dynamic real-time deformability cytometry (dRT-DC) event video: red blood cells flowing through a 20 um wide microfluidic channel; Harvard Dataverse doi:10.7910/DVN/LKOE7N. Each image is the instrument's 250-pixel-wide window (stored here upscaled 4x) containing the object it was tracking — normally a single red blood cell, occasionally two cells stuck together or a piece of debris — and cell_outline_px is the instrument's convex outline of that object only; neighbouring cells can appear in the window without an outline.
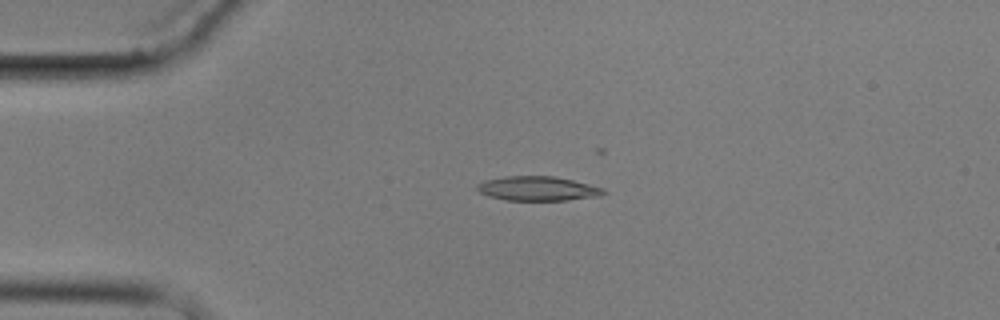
{"species": "common noctule bat (a hibernating species)", "species_latin": "Nyctalus noctula", "temperature_condition": "cold", "stored_images_in_passage": 6, "camera_frame_rate_fps": 3000, "um_per_image_px": 0.085, "animal": {"sex": "male", "body_mass_g": 17.9}, "frame": {"image": 1, "passage_image": 4, "time_ms": 3.333, "image_size_px": [1000, 320], "cell_outline_px": [[608, 192], [600, 196], [568, 200], [504, 200], [488, 196], [480, 192], [476, 188], [476, 184], [484, 180], [504, 176], [556, 176], [604, 188]], "centroid_in_image_um": [45.7, 16.02], "position_along_channel_um": 39.3, "area_um2": 18.09}}
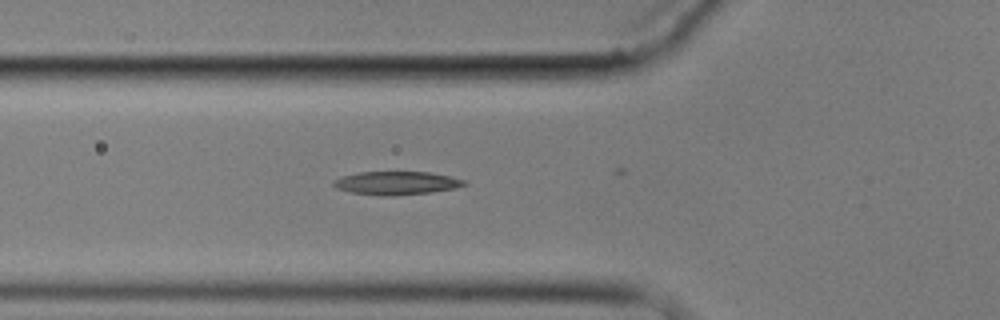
{"frame": {"image": 2, "passage_image": 6, "time_ms": 5.667, "image_size_px": [1000, 320], "cell_outline_px": [[468, 184], [456, 188], [432, 192], [392, 196], [384, 196], [352, 192], [336, 188], [332, 184], [332, 180], [340, 176], [360, 172], [428, 172], [452, 176], [464, 180]], "centroid_in_image_um": [33.7, 15.55], "position_along_channel_um": 92.1, "area_um2": 17.86}}